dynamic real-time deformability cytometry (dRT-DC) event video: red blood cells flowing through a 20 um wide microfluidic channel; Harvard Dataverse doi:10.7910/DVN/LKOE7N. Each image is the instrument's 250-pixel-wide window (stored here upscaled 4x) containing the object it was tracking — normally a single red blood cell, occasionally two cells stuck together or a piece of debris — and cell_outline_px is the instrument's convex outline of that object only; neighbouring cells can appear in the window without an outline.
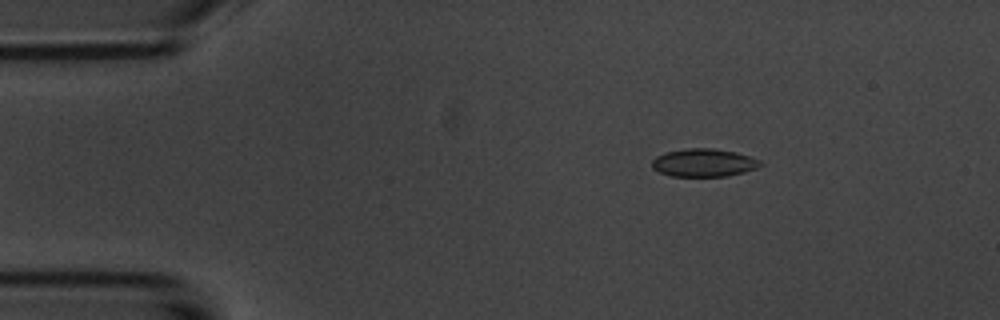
{"species": "common noctule bat (a hibernating species)", "species_latin": "Nyctalus noctula", "temperature_condition": "room temperature", "stored_images_in_passage": 4, "camera_frame_rate_fps": 3000, "um_per_image_px": 0.085, "animal": {"sex": "male", "body_mass_g": 20.1, "forearm_length_mm": 53.5}, "frame": {"image": 1, "passage_image": 1, "time_ms": 0.0, "image_size_px": [1000, 320], "cell_outline_px": [[764, 164], [756, 168], [744, 172], [728, 176], [672, 176], [660, 172], [652, 168], [652, 160], [656, 156], [664, 152], [688, 148], [712, 148], [736, 152], [760, 160]], "centroid_in_image_um": [59.82, 13.83], "position_along_channel_um": 25.2, "area_um2": 17.69}}
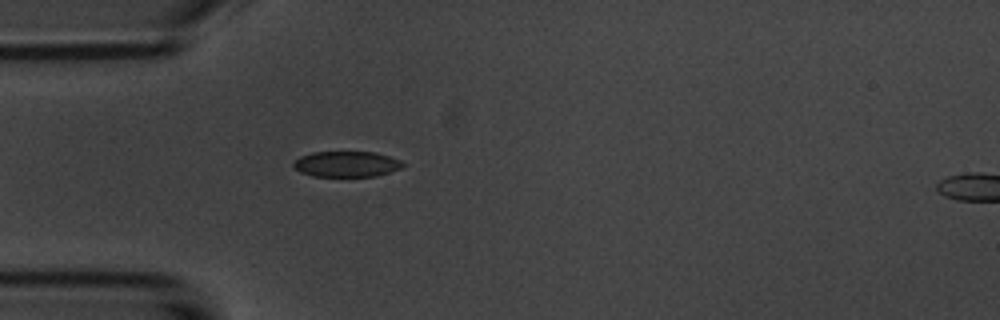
{"frame": {"image": 2, "passage_image": 3, "time_ms": 2.333, "image_size_px": [1000, 320], "cell_outline_px": [[404, 164], [400, 168], [376, 176], [312, 176], [300, 172], [292, 164], [300, 156], [312, 152], [376, 152], [400, 160]], "centroid_in_image_um": [29.43, 13.94], "position_along_channel_um": 55.6, "area_um2": 16.18}}